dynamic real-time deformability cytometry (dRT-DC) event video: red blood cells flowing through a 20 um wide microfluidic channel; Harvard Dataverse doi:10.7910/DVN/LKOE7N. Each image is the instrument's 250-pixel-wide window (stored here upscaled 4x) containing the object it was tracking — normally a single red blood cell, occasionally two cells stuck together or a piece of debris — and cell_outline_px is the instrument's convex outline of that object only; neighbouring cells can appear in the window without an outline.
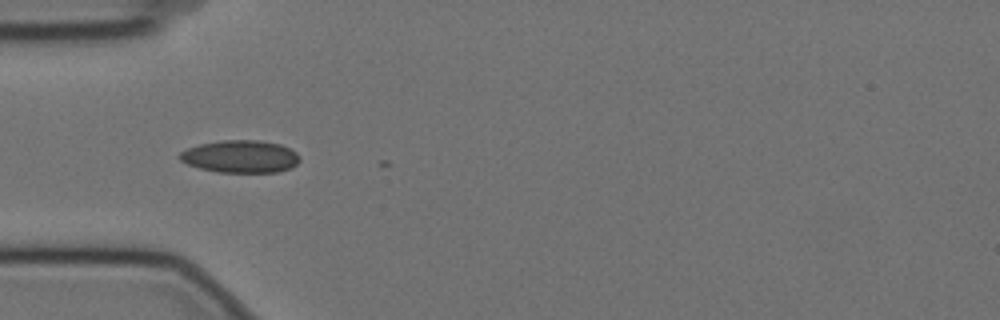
{"species": "Egyptian fruit bat (a non-hibernating species)", "species_latin": "Rousettus aegyptiacus", "temperature_condition": "cold", "stored_images_in_passage": 5, "camera_frame_rate_fps": 3000, "um_per_image_px": 0.085, "animal": {"sex": "female"}, "frame": {"image": 1, "passage_image": 3, "time_ms": 0.667, "image_size_px": [1000, 320], "cell_outline_px": [[300, 160], [292, 168], [276, 172], [216, 172], [200, 168], [188, 164], [180, 160], [176, 156], [180, 152], [188, 148], [200, 144], [224, 140], [256, 140], [280, 144], [296, 152], [300, 156]], "centroid_in_image_um": [20.43, 13.31], "position_along_channel_um": 64.6, "area_um2": 22.72}}